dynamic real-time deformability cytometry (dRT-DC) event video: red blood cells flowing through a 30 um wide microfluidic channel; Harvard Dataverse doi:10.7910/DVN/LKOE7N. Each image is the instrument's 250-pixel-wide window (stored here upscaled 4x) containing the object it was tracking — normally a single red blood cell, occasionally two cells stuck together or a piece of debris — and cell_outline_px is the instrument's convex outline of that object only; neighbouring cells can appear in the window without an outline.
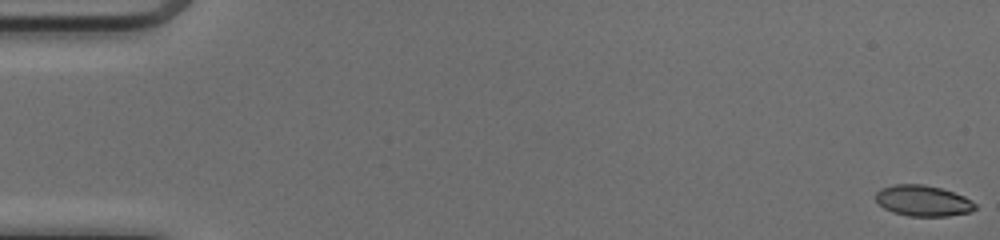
{"species": "common noctule bat (a hibernating species)", "species_latin": "Nyctalus noctula", "temperature_condition": "cold", "stored_images_in_passage": 51, "camera_frame_rate_fps": 3000, "um_per_image_px": 0.085, "animal": {"sex": "female", "body_mass_g": 17.0, "forearm_length_mm": 48.0}, "frame": {"image": 1, "passage_image": 1, "time_ms": 0.0, "image_size_px": [1000, 240], "cell_outline_px": [[976, 208], [972, 212], [948, 216], [908, 216], [892, 212], [884, 208], [876, 200], [876, 192], [880, 188], [896, 184], [924, 184], [940, 188], [964, 196], [972, 200], [976, 204]], "centroid_in_image_um": [78.47, 17.07], "position_along_channel_um": 6.5, "area_um2": 17.98}}
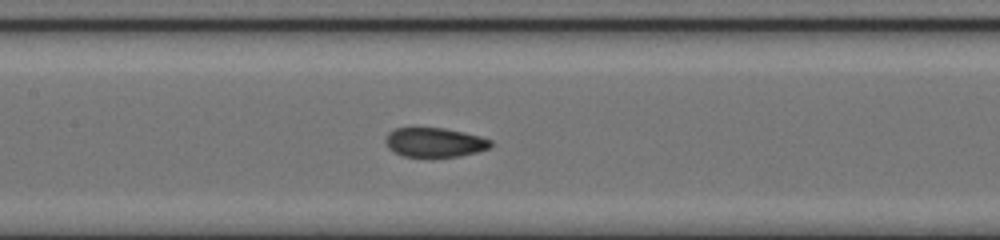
{"frame": {"image": 2, "passage_image": 25, "time_ms": 8.0, "image_size_px": [1000, 240], "cell_outline_px": [[492, 148], [460, 156], [404, 156], [388, 148], [384, 144], [384, 140], [388, 132], [396, 128], [444, 128], [464, 132], [480, 136], [492, 140]], "centroid_in_image_um": [36.95, 12.09], "position_along_channel_um": 170.4, "area_um2": 17.98}}
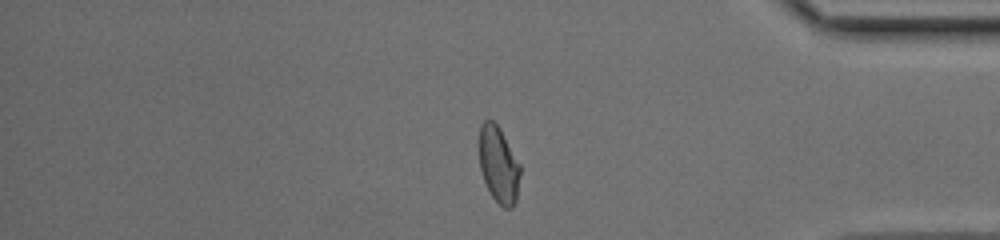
{"frame": {"image": 3, "passage_image": 43, "time_ms": 14.0, "image_size_px": [1000, 240], "cell_outline_px": [[520, 172], [516, 200], [512, 208], [504, 208], [492, 196], [484, 180], [480, 168], [480, 124], [484, 120], [492, 120], [500, 128], [520, 164]], "centroid_in_image_um": [42.39, 13.99], "position_along_channel_um": 392.8, "area_um2": 17.98}, "authors_computed_cell_mechanics": {"area_um2": 18.6694, "velocity_mm_per_s": 4.1289, "shape_relaxation_time_tau1_ms": null, "shape_relaxation_time_tau2_ms": 0.9197, "deformation_change_tau1": null, "deformation_change_tau2": 0.0571}}